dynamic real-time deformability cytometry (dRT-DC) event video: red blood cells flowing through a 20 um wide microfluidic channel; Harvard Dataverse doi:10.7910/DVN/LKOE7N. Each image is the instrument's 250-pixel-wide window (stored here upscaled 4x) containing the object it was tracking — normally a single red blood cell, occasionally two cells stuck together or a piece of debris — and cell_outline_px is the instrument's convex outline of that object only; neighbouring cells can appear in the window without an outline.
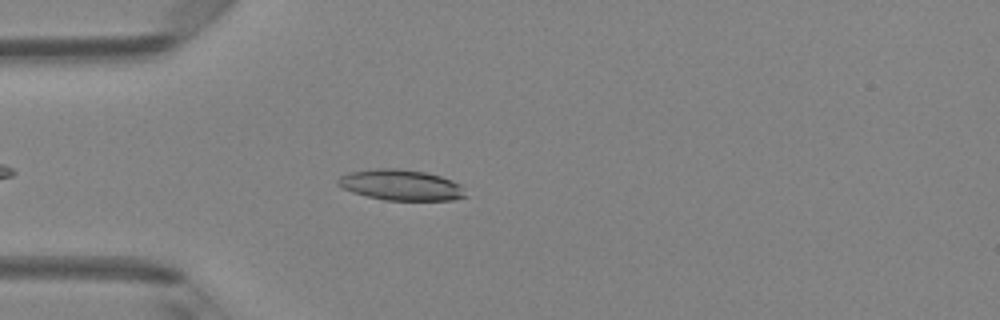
{"species": "Egyptian fruit bat (a non-hibernating species)", "species_latin": "Rousettus aegyptiacus", "temperature_condition": "room temperature", "stored_images_in_passage": 37, "camera_frame_rate_fps": 3000, "um_per_image_px": 0.085, "animal": {"sex": "female"}, "frame": {"image": 1, "passage_image": 5, "time_ms": 1.333, "image_size_px": [1000, 320], "cell_outline_px": [[468, 196], [452, 200], [384, 200], [352, 192], [336, 184], [336, 180], [340, 176], [348, 172], [376, 168], [396, 168], [424, 172], [440, 176], [452, 180], [460, 184]], "centroid_in_image_um": [34.07, 15.72], "position_along_channel_um": 50.9, "area_um2": 22.89}}
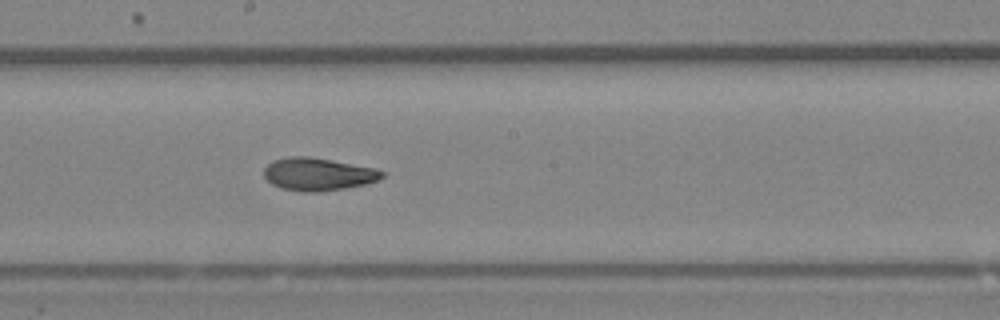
{"frame": {"image": 2, "passage_image": 18, "time_ms": 5.667, "image_size_px": [1000, 320], "cell_outline_px": [[384, 176], [380, 180], [368, 184], [344, 188], [316, 192], [304, 192], [280, 188], [272, 184], [264, 176], [264, 168], [272, 160], [288, 156], [308, 156], [332, 160], [376, 168], [384, 172]], "centroid_in_image_um": [27.05, 14.8], "position_along_channel_um": 221.2, "area_um2": 22.72}}
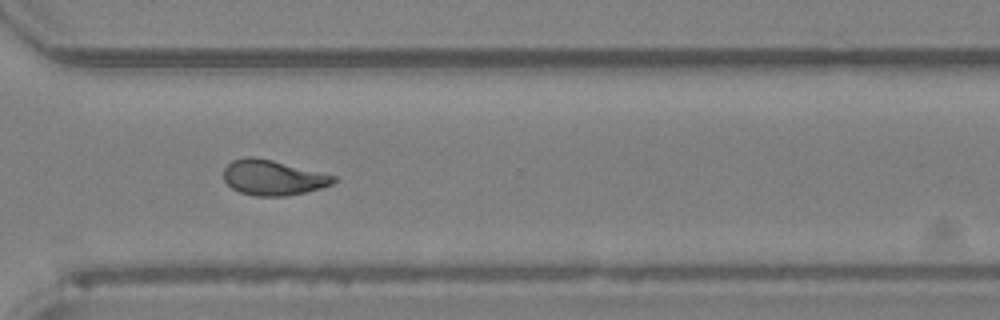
{"frame": {"image": 3, "passage_image": 27, "time_ms": 8.667, "image_size_px": [1000, 320], "cell_outline_px": [[336, 180], [332, 184], [320, 188], [288, 196], [256, 196], [240, 192], [232, 188], [224, 180], [224, 168], [232, 160], [248, 156], [252, 156], [272, 160], [336, 176]], "centroid_in_image_um": [23.18, 15.1], "position_along_channel_um": 347.4, "area_um2": 22.37}, "authors_computed_cell_mechanics": {"area_um2": 22.6576, "velocity_mm_per_s": 4.1922, "shape_relaxation_time_tau1_ms": 5.6984, "shape_relaxation_time_tau2_ms": 2.4059, "deformation_change_tau1": 0.1675, "deformation_change_tau2": 0.0894}}